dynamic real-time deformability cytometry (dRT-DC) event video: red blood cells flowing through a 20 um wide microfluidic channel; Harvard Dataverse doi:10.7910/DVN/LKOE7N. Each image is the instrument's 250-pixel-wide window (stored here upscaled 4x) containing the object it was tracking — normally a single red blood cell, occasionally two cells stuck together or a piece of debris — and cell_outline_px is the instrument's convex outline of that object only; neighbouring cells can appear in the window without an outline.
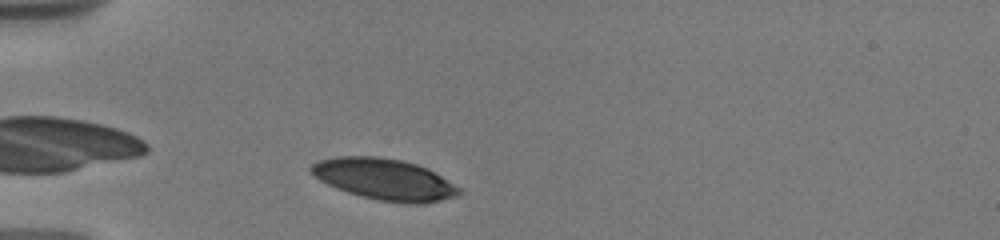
{"species": "human", "species_latin": "Homo sapiens", "temperature_condition": "warm", "stored_images_in_passage": 44, "camera_frame_rate_fps": 3000, "um_per_image_px": 0.085, "donor": {"sex": "male"}, "frame": {"image": 1, "passage_image": 3, "time_ms": 0.667, "image_size_px": [1000, 240], "cell_outline_px": [[460, 192], [456, 196], [424, 204], [412, 204], [380, 200], [360, 196], [336, 188], [320, 180], [308, 168], [312, 164], [320, 160], [336, 156], [376, 156], [400, 160], [416, 164], [428, 168], [460, 188]], "centroid_in_image_um": [32.67, 15.24], "position_along_channel_um": 52.3, "area_um2": 35.32}}
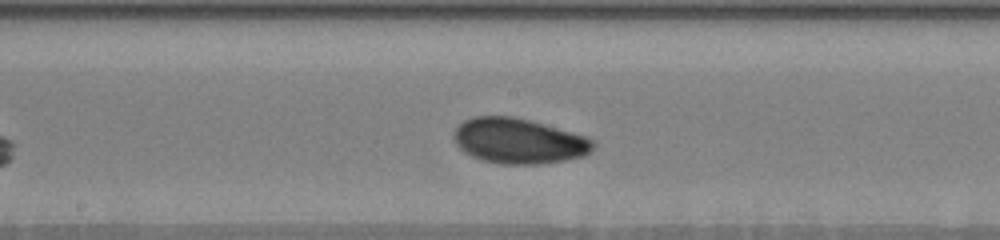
{"frame": {"image": 2, "passage_image": 18, "time_ms": 5.333, "image_size_px": [1000, 240], "cell_outline_px": [[596, 144], [592, 152], [584, 156], [564, 160], [540, 164], [504, 164], [484, 160], [472, 156], [464, 152], [456, 144], [452, 136], [456, 128], [464, 120], [472, 116], [512, 116], [528, 120], [572, 132], [596, 140]], "centroid_in_image_um": [44.1, 11.98], "position_along_channel_um": 204.1, "area_um2": 36.76}}
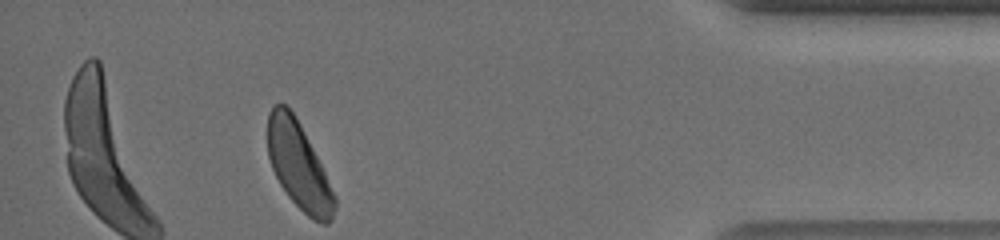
{"frame": {"image": 3, "passage_image": 43, "time_ms": 12.0, "image_size_px": [1000, 240], "cell_outline_px": [[336, 208], [332, 220], [328, 224], [324, 224], [312, 220], [288, 196], [280, 184], [272, 168], [268, 156], [268, 112], [272, 104], [284, 104], [296, 116], [336, 196]], "centroid_in_image_um": [25.39, 14.11], "position_along_channel_um": 409.8, "area_um2": 33.47}, "authors_computed_cell_mechanics": {"area_um2": 35.4892, "velocity_mm_per_s": 3.6767, "shape_relaxation_time_tau1_ms": 3.6188, "shape_relaxation_time_tau2_ms": 6.6903, "deformation_change_tau1": 0.1113, "deformation_change_tau2": 0.1086}}